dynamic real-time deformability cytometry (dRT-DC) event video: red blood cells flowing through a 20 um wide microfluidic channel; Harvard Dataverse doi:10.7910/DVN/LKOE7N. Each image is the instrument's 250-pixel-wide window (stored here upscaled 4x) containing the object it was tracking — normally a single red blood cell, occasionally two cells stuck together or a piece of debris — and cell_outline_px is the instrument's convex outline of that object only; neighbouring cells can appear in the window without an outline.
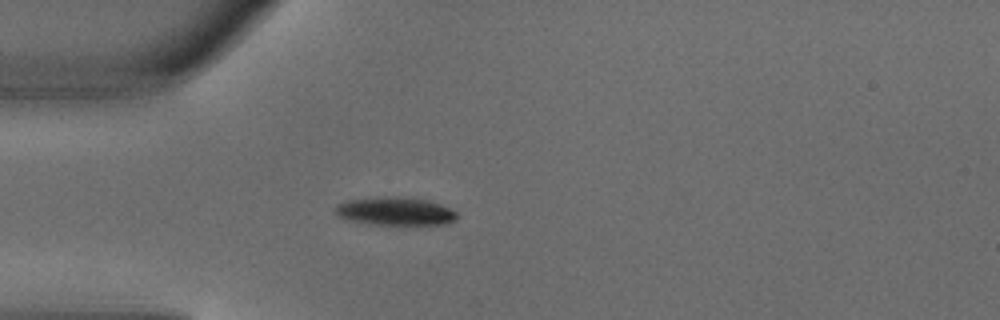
{"species": "common noctule bat (a hibernating species)", "species_latin": "Nyctalus noctula", "temperature_condition": "warm", "stored_images_in_passage": 1, "camera_frame_rate_fps": 3000, "um_per_image_px": 0.085, "animal": {"sex": "male", "body_mass_g": 18.8}, "frame": {"image": 1, "passage_image": 1, "time_ms": 0.0, "image_size_px": [1000, 320], "cell_outline_px": [[456, 220], [448, 224], [416, 228], [368, 224], [348, 220], [336, 216], [336, 204], [348, 200], [376, 196], [396, 196], [428, 200], [440, 204], [456, 212]], "centroid_in_image_um": [33.63, 18.01], "position_along_channel_um": 51.4, "area_um2": 21.21}}